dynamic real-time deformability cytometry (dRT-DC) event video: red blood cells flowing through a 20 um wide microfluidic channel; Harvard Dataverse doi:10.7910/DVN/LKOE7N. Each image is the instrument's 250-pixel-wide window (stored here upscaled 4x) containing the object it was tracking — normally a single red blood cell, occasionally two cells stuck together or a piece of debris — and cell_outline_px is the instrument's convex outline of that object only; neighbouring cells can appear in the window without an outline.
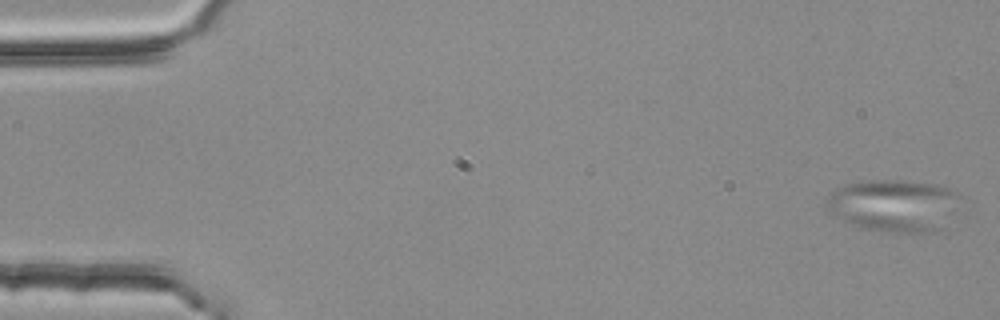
{"species": "common noctule bat (a hibernating species)", "species_latin": "Nyctalus noctula", "temperature_condition": "room temperature", "stored_images_in_passage": 4, "camera_frame_rate_fps": 3000, "um_per_image_px": 0.085, "animal": {"sex": "female", "body_mass_g": 25.1}, "frame": {"image": 1, "passage_image": 1, "time_ms": 0.0, "image_size_px": [1000, 320], "cell_outline_px": [[964, 196], [940, 232], [884, 232], [860, 228], [840, 220], [828, 212], [828, 192], [836, 188], [848, 184], [868, 180], [908, 180], [936, 184], [948, 188]], "centroid_in_image_um": [76.0, 17.47], "position_along_channel_um": 9.0, "area_um2": 41.38}}